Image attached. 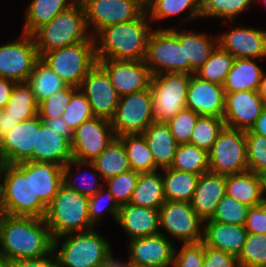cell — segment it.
<instances>
[{"label":"cell","mask_w":266,"mask_h":267,"mask_svg":"<svg viewBox=\"0 0 266 267\" xmlns=\"http://www.w3.org/2000/svg\"><path fill=\"white\" fill-rule=\"evenodd\" d=\"M266 104L257 91L226 92L223 119L225 126L240 131L251 130Z\"/></svg>","instance_id":"cell-19"},{"label":"cell","mask_w":266,"mask_h":267,"mask_svg":"<svg viewBox=\"0 0 266 267\" xmlns=\"http://www.w3.org/2000/svg\"><path fill=\"white\" fill-rule=\"evenodd\" d=\"M89 197L61 185L44 216L53 239L96 228L88 216Z\"/></svg>","instance_id":"cell-6"},{"label":"cell","mask_w":266,"mask_h":267,"mask_svg":"<svg viewBox=\"0 0 266 267\" xmlns=\"http://www.w3.org/2000/svg\"><path fill=\"white\" fill-rule=\"evenodd\" d=\"M237 259L240 267H265L266 234H248Z\"/></svg>","instance_id":"cell-46"},{"label":"cell","mask_w":266,"mask_h":267,"mask_svg":"<svg viewBox=\"0 0 266 267\" xmlns=\"http://www.w3.org/2000/svg\"><path fill=\"white\" fill-rule=\"evenodd\" d=\"M235 57L217 45L205 63L195 71V75L203 80L221 84L225 82Z\"/></svg>","instance_id":"cell-42"},{"label":"cell","mask_w":266,"mask_h":267,"mask_svg":"<svg viewBox=\"0 0 266 267\" xmlns=\"http://www.w3.org/2000/svg\"><path fill=\"white\" fill-rule=\"evenodd\" d=\"M253 3L255 0H201V18H220L229 25L234 24V20Z\"/></svg>","instance_id":"cell-43"},{"label":"cell","mask_w":266,"mask_h":267,"mask_svg":"<svg viewBox=\"0 0 266 267\" xmlns=\"http://www.w3.org/2000/svg\"><path fill=\"white\" fill-rule=\"evenodd\" d=\"M175 244L164 234L130 239L129 257L131 267H173Z\"/></svg>","instance_id":"cell-18"},{"label":"cell","mask_w":266,"mask_h":267,"mask_svg":"<svg viewBox=\"0 0 266 267\" xmlns=\"http://www.w3.org/2000/svg\"><path fill=\"white\" fill-rule=\"evenodd\" d=\"M261 179V192L263 196V200L266 203V170L259 174Z\"/></svg>","instance_id":"cell-63"},{"label":"cell","mask_w":266,"mask_h":267,"mask_svg":"<svg viewBox=\"0 0 266 267\" xmlns=\"http://www.w3.org/2000/svg\"><path fill=\"white\" fill-rule=\"evenodd\" d=\"M53 237L44 218L0 213V256L8 260L38 259L53 252Z\"/></svg>","instance_id":"cell-1"},{"label":"cell","mask_w":266,"mask_h":267,"mask_svg":"<svg viewBox=\"0 0 266 267\" xmlns=\"http://www.w3.org/2000/svg\"><path fill=\"white\" fill-rule=\"evenodd\" d=\"M50 129H53L58 135L68 139L70 142L73 139V131L64 121L63 117L55 118H40Z\"/></svg>","instance_id":"cell-57"},{"label":"cell","mask_w":266,"mask_h":267,"mask_svg":"<svg viewBox=\"0 0 266 267\" xmlns=\"http://www.w3.org/2000/svg\"><path fill=\"white\" fill-rule=\"evenodd\" d=\"M159 223L160 233L170 240L173 238L181 243H199L203 240L201 227H204V221L190 202L166 200L159 209Z\"/></svg>","instance_id":"cell-9"},{"label":"cell","mask_w":266,"mask_h":267,"mask_svg":"<svg viewBox=\"0 0 266 267\" xmlns=\"http://www.w3.org/2000/svg\"><path fill=\"white\" fill-rule=\"evenodd\" d=\"M184 45L185 53V73L194 74L218 45V35L209 38L206 33H197L196 31L169 28Z\"/></svg>","instance_id":"cell-27"},{"label":"cell","mask_w":266,"mask_h":267,"mask_svg":"<svg viewBox=\"0 0 266 267\" xmlns=\"http://www.w3.org/2000/svg\"><path fill=\"white\" fill-rule=\"evenodd\" d=\"M78 0H32L25 13L23 33L32 35L42 25L69 9Z\"/></svg>","instance_id":"cell-33"},{"label":"cell","mask_w":266,"mask_h":267,"mask_svg":"<svg viewBox=\"0 0 266 267\" xmlns=\"http://www.w3.org/2000/svg\"><path fill=\"white\" fill-rule=\"evenodd\" d=\"M224 127L225 122L221 117L200 116L192 130L189 143L209 152Z\"/></svg>","instance_id":"cell-44"},{"label":"cell","mask_w":266,"mask_h":267,"mask_svg":"<svg viewBox=\"0 0 266 267\" xmlns=\"http://www.w3.org/2000/svg\"><path fill=\"white\" fill-rule=\"evenodd\" d=\"M111 247L108 239L95 228L53 240L58 267H103L114 255Z\"/></svg>","instance_id":"cell-4"},{"label":"cell","mask_w":266,"mask_h":267,"mask_svg":"<svg viewBox=\"0 0 266 267\" xmlns=\"http://www.w3.org/2000/svg\"><path fill=\"white\" fill-rule=\"evenodd\" d=\"M74 86L67 85L60 91L53 93L38 104V116L40 118H55L62 116L69 105L71 96L78 90Z\"/></svg>","instance_id":"cell-51"},{"label":"cell","mask_w":266,"mask_h":267,"mask_svg":"<svg viewBox=\"0 0 266 267\" xmlns=\"http://www.w3.org/2000/svg\"><path fill=\"white\" fill-rule=\"evenodd\" d=\"M139 172L130 170L110 177L104 181V186L108 188L119 206L130 202L131 195L136 187Z\"/></svg>","instance_id":"cell-48"},{"label":"cell","mask_w":266,"mask_h":267,"mask_svg":"<svg viewBox=\"0 0 266 267\" xmlns=\"http://www.w3.org/2000/svg\"><path fill=\"white\" fill-rule=\"evenodd\" d=\"M85 10L92 37L101 29L137 19L146 10V0H79Z\"/></svg>","instance_id":"cell-13"},{"label":"cell","mask_w":266,"mask_h":267,"mask_svg":"<svg viewBox=\"0 0 266 267\" xmlns=\"http://www.w3.org/2000/svg\"><path fill=\"white\" fill-rule=\"evenodd\" d=\"M72 159L71 142L50 129L39 117V130H36L33 161L51 162L63 167Z\"/></svg>","instance_id":"cell-25"},{"label":"cell","mask_w":266,"mask_h":267,"mask_svg":"<svg viewBox=\"0 0 266 267\" xmlns=\"http://www.w3.org/2000/svg\"><path fill=\"white\" fill-rule=\"evenodd\" d=\"M225 195L226 175L207 172L199 176L190 204L205 221L212 218L216 206Z\"/></svg>","instance_id":"cell-24"},{"label":"cell","mask_w":266,"mask_h":267,"mask_svg":"<svg viewBox=\"0 0 266 267\" xmlns=\"http://www.w3.org/2000/svg\"><path fill=\"white\" fill-rule=\"evenodd\" d=\"M161 171L165 199L190 202L200 175L172 168Z\"/></svg>","instance_id":"cell-37"},{"label":"cell","mask_w":266,"mask_h":267,"mask_svg":"<svg viewBox=\"0 0 266 267\" xmlns=\"http://www.w3.org/2000/svg\"><path fill=\"white\" fill-rule=\"evenodd\" d=\"M247 236L244 226L224 224L211 219L204 221L203 244L235 257L239 256Z\"/></svg>","instance_id":"cell-26"},{"label":"cell","mask_w":266,"mask_h":267,"mask_svg":"<svg viewBox=\"0 0 266 267\" xmlns=\"http://www.w3.org/2000/svg\"><path fill=\"white\" fill-rule=\"evenodd\" d=\"M40 59L67 85L79 88L89 71L97 64L95 39L45 52Z\"/></svg>","instance_id":"cell-7"},{"label":"cell","mask_w":266,"mask_h":267,"mask_svg":"<svg viewBox=\"0 0 266 267\" xmlns=\"http://www.w3.org/2000/svg\"><path fill=\"white\" fill-rule=\"evenodd\" d=\"M249 208V206L240 203L226 194L216 206L211 220L224 224L244 226Z\"/></svg>","instance_id":"cell-47"},{"label":"cell","mask_w":266,"mask_h":267,"mask_svg":"<svg viewBox=\"0 0 266 267\" xmlns=\"http://www.w3.org/2000/svg\"><path fill=\"white\" fill-rule=\"evenodd\" d=\"M209 172L232 175L248 170L245 132L224 127L208 152Z\"/></svg>","instance_id":"cell-10"},{"label":"cell","mask_w":266,"mask_h":267,"mask_svg":"<svg viewBox=\"0 0 266 267\" xmlns=\"http://www.w3.org/2000/svg\"><path fill=\"white\" fill-rule=\"evenodd\" d=\"M47 207L34 199L33 161L4 164L0 176V213L44 218Z\"/></svg>","instance_id":"cell-3"},{"label":"cell","mask_w":266,"mask_h":267,"mask_svg":"<svg viewBox=\"0 0 266 267\" xmlns=\"http://www.w3.org/2000/svg\"><path fill=\"white\" fill-rule=\"evenodd\" d=\"M11 267H58L55 254H51L38 259H20L11 261Z\"/></svg>","instance_id":"cell-56"},{"label":"cell","mask_w":266,"mask_h":267,"mask_svg":"<svg viewBox=\"0 0 266 267\" xmlns=\"http://www.w3.org/2000/svg\"><path fill=\"white\" fill-rule=\"evenodd\" d=\"M115 255H113L103 267H131L126 261L124 262L122 259L118 260L117 258H114Z\"/></svg>","instance_id":"cell-61"},{"label":"cell","mask_w":266,"mask_h":267,"mask_svg":"<svg viewBox=\"0 0 266 267\" xmlns=\"http://www.w3.org/2000/svg\"><path fill=\"white\" fill-rule=\"evenodd\" d=\"M107 72L120 97L146 90L151 86L152 73L144 60H97Z\"/></svg>","instance_id":"cell-16"},{"label":"cell","mask_w":266,"mask_h":267,"mask_svg":"<svg viewBox=\"0 0 266 267\" xmlns=\"http://www.w3.org/2000/svg\"><path fill=\"white\" fill-rule=\"evenodd\" d=\"M63 167L51 162L33 161L34 199L47 207L63 184Z\"/></svg>","instance_id":"cell-31"},{"label":"cell","mask_w":266,"mask_h":267,"mask_svg":"<svg viewBox=\"0 0 266 267\" xmlns=\"http://www.w3.org/2000/svg\"><path fill=\"white\" fill-rule=\"evenodd\" d=\"M19 122L9 115L4 109L0 110V139L15 127Z\"/></svg>","instance_id":"cell-58"},{"label":"cell","mask_w":266,"mask_h":267,"mask_svg":"<svg viewBox=\"0 0 266 267\" xmlns=\"http://www.w3.org/2000/svg\"><path fill=\"white\" fill-rule=\"evenodd\" d=\"M248 234H266V203L250 207L245 222Z\"/></svg>","instance_id":"cell-55"},{"label":"cell","mask_w":266,"mask_h":267,"mask_svg":"<svg viewBox=\"0 0 266 267\" xmlns=\"http://www.w3.org/2000/svg\"><path fill=\"white\" fill-rule=\"evenodd\" d=\"M165 201L163 174L158 170L140 173L129 203L146 208L160 209Z\"/></svg>","instance_id":"cell-34"},{"label":"cell","mask_w":266,"mask_h":267,"mask_svg":"<svg viewBox=\"0 0 266 267\" xmlns=\"http://www.w3.org/2000/svg\"><path fill=\"white\" fill-rule=\"evenodd\" d=\"M27 83L30 85L38 103L67 86L40 58L34 64Z\"/></svg>","instance_id":"cell-39"},{"label":"cell","mask_w":266,"mask_h":267,"mask_svg":"<svg viewBox=\"0 0 266 267\" xmlns=\"http://www.w3.org/2000/svg\"><path fill=\"white\" fill-rule=\"evenodd\" d=\"M151 89L120 97L111 126L115 137L142 134L154 121Z\"/></svg>","instance_id":"cell-12"},{"label":"cell","mask_w":266,"mask_h":267,"mask_svg":"<svg viewBox=\"0 0 266 267\" xmlns=\"http://www.w3.org/2000/svg\"><path fill=\"white\" fill-rule=\"evenodd\" d=\"M257 59L237 58L223 83L225 92L257 91L263 69Z\"/></svg>","instance_id":"cell-30"},{"label":"cell","mask_w":266,"mask_h":267,"mask_svg":"<svg viewBox=\"0 0 266 267\" xmlns=\"http://www.w3.org/2000/svg\"><path fill=\"white\" fill-rule=\"evenodd\" d=\"M0 267H11V260L0 256Z\"/></svg>","instance_id":"cell-64"},{"label":"cell","mask_w":266,"mask_h":267,"mask_svg":"<svg viewBox=\"0 0 266 267\" xmlns=\"http://www.w3.org/2000/svg\"><path fill=\"white\" fill-rule=\"evenodd\" d=\"M20 36L0 45V78L15 83L27 82L40 58L33 35L22 32Z\"/></svg>","instance_id":"cell-14"},{"label":"cell","mask_w":266,"mask_h":267,"mask_svg":"<svg viewBox=\"0 0 266 267\" xmlns=\"http://www.w3.org/2000/svg\"><path fill=\"white\" fill-rule=\"evenodd\" d=\"M226 92L223 85L203 80L192 74L187 90L186 109L199 116L223 118Z\"/></svg>","instance_id":"cell-21"},{"label":"cell","mask_w":266,"mask_h":267,"mask_svg":"<svg viewBox=\"0 0 266 267\" xmlns=\"http://www.w3.org/2000/svg\"><path fill=\"white\" fill-rule=\"evenodd\" d=\"M38 102L27 82L15 83L4 110L18 122L38 115Z\"/></svg>","instance_id":"cell-38"},{"label":"cell","mask_w":266,"mask_h":267,"mask_svg":"<svg viewBox=\"0 0 266 267\" xmlns=\"http://www.w3.org/2000/svg\"><path fill=\"white\" fill-rule=\"evenodd\" d=\"M62 117L72 131L78 128L83 122L94 117L89 101L80 89L71 96L69 105L65 108Z\"/></svg>","instance_id":"cell-49"},{"label":"cell","mask_w":266,"mask_h":267,"mask_svg":"<svg viewBox=\"0 0 266 267\" xmlns=\"http://www.w3.org/2000/svg\"><path fill=\"white\" fill-rule=\"evenodd\" d=\"M92 163L102 181L131 170L125 146L118 137H115Z\"/></svg>","instance_id":"cell-36"},{"label":"cell","mask_w":266,"mask_h":267,"mask_svg":"<svg viewBox=\"0 0 266 267\" xmlns=\"http://www.w3.org/2000/svg\"><path fill=\"white\" fill-rule=\"evenodd\" d=\"M251 131L255 134L266 137V107L263 109L261 115L257 118L256 123Z\"/></svg>","instance_id":"cell-60"},{"label":"cell","mask_w":266,"mask_h":267,"mask_svg":"<svg viewBox=\"0 0 266 267\" xmlns=\"http://www.w3.org/2000/svg\"><path fill=\"white\" fill-rule=\"evenodd\" d=\"M117 223L129 235L128 240L160 234L159 209L127 203L120 206Z\"/></svg>","instance_id":"cell-23"},{"label":"cell","mask_w":266,"mask_h":267,"mask_svg":"<svg viewBox=\"0 0 266 267\" xmlns=\"http://www.w3.org/2000/svg\"><path fill=\"white\" fill-rule=\"evenodd\" d=\"M125 146L131 170L139 173L156 171V164L142 134H125L118 137Z\"/></svg>","instance_id":"cell-40"},{"label":"cell","mask_w":266,"mask_h":267,"mask_svg":"<svg viewBox=\"0 0 266 267\" xmlns=\"http://www.w3.org/2000/svg\"><path fill=\"white\" fill-rule=\"evenodd\" d=\"M15 82L0 78V110L4 109L8 102Z\"/></svg>","instance_id":"cell-59"},{"label":"cell","mask_w":266,"mask_h":267,"mask_svg":"<svg viewBox=\"0 0 266 267\" xmlns=\"http://www.w3.org/2000/svg\"><path fill=\"white\" fill-rule=\"evenodd\" d=\"M203 267H240L237 257L204 245Z\"/></svg>","instance_id":"cell-54"},{"label":"cell","mask_w":266,"mask_h":267,"mask_svg":"<svg viewBox=\"0 0 266 267\" xmlns=\"http://www.w3.org/2000/svg\"><path fill=\"white\" fill-rule=\"evenodd\" d=\"M226 194L249 207L264 203L261 179L252 171L226 175Z\"/></svg>","instance_id":"cell-29"},{"label":"cell","mask_w":266,"mask_h":267,"mask_svg":"<svg viewBox=\"0 0 266 267\" xmlns=\"http://www.w3.org/2000/svg\"><path fill=\"white\" fill-rule=\"evenodd\" d=\"M153 154L156 170L170 168L178 143L165 122H152L142 133Z\"/></svg>","instance_id":"cell-28"},{"label":"cell","mask_w":266,"mask_h":267,"mask_svg":"<svg viewBox=\"0 0 266 267\" xmlns=\"http://www.w3.org/2000/svg\"><path fill=\"white\" fill-rule=\"evenodd\" d=\"M32 35L39 57L45 52L88 40L91 34L86 24L82 3L78 0L52 21L38 28Z\"/></svg>","instance_id":"cell-5"},{"label":"cell","mask_w":266,"mask_h":267,"mask_svg":"<svg viewBox=\"0 0 266 267\" xmlns=\"http://www.w3.org/2000/svg\"><path fill=\"white\" fill-rule=\"evenodd\" d=\"M72 166H76L79 172L76 171L75 173H72L73 172ZM84 167H86L87 170H89L90 168L89 171H91L92 174H87L85 172L84 173L82 172L81 174L79 168L84 169ZM75 174L77 176H75ZM100 179H102V177L96 170L92 162H82L72 159L70 162H68L66 165L63 166V178H62L63 185H65L67 188L71 190L77 191L78 193L84 196L91 197L104 186V181L99 182ZM76 180H78L79 182L81 181V184L77 183L78 181L76 182Z\"/></svg>","instance_id":"cell-35"},{"label":"cell","mask_w":266,"mask_h":267,"mask_svg":"<svg viewBox=\"0 0 266 267\" xmlns=\"http://www.w3.org/2000/svg\"><path fill=\"white\" fill-rule=\"evenodd\" d=\"M120 206L115 201L114 197L103 186L96 194L89 197L88 200V216L91 223L96 227L98 223L104 219L108 213L112 215L113 219L117 222Z\"/></svg>","instance_id":"cell-45"},{"label":"cell","mask_w":266,"mask_h":267,"mask_svg":"<svg viewBox=\"0 0 266 267\" xmlns=\"http://www.w3.org/2000/svg\"><path fill=\"white\" fill-rule=\"evenodd\" d=\"M170 168L198 175L209 172L208 152L190 143L179 144Z\"/></svg>","instance_id":"cell-41"},{"label":"cell","mask_w":266,"mask_h":267,"mask_svg":"<svg viewBox=\"0 0 266 267\" xmlns=\"http://www.w3.org/2000/svg\"><path fill=\"white\" fill-rule=\"evenodd\" d=\"M191 74L161 73L152 75L151 94L154 122L167 123L186 108Z\"/></svg>","instance_id":"cell-8"},{"label":"cell","mask_w":266,"mask_h":267,"mask_svg":"<svg viewBox=\"0 0 266 267\" xmlns=\"http://www.w3.org/2000/svg\"><path fill=\"white\" fill-rule=\"evenodd\" d=\"M199 117L200 116L192 110L185 108L167 122L171 134L178 144L190 142L192 130Z\"/></svg>","instance_id":"cell-52"},{"label":"cell","mask_w":266,"mask_h":267,"mask_svg":"<svg viewBox=\"0 0 266 267\" xmlns=\"http://www.w3.org/2000/svg\"><path fill=\"white\" fill-rule=\"evenodd\" d=\"M245 137L248 170L259 175L266 170V137L251 130L245 132Z\"/></svg>","instance_id":"cell-50"},{"label":"cell","mask_w":266,"mask_h":267,"mask_svg":"<svg viewBox=\"0 0 266 267\" xmlns=\"http://www.w3.org/2000/svg\"><path fill=\"white\" fill-rule=\"evenodd\" d=\"M218 45L235 59L266 58V30L253 27H237L218 34Z\"/></svg>","instance_id":"cell-22"},{"label":"cell","mask_w":266,"mask_h":267,"mask_svg":"<svg viewBox=\"0 0 266 267\" xmlns=\"http://www.w3.org/2000/svg\"><path fill=\"white\" fill-rule=\"evenodd\" d=\"M3 165H4V162H3L1 154H0V176H1Z\"/></svg>","instance_id":"cell-65"},{"label":"cell","mask_w":266,"mask_h":267,"mask_svg":"<svg viewBox=\"0 0 266 267\" xmlns=\"http://www.w3.org/2000/svg\"><path fill=\"white\" fill-rule=\"evenodd\" d=\"M204 244L182 243L181 249L175 247L173 267H203Z\"/></svg>","instance_id":"cell-53"},{"label":"cell","mask_w":266,"mask_h":267,"mask_svg":"<svg viewBox=\"0 0 266 267\" xmlns=\"http://www.w3.org/2000/svg\"><path fill=\"white\" fill-rule=\"evenodd\" d=\"M36 130H39L38 115L19 122L0 139V154L4 164L33 161Z\"/></svg>","instance_id":"cell-20"},{"label":"cell","mask_w":266,"mask_h":267,"mask_svg":"<svg viewBox=\"0 0 266 267\" xmlns=\"http://www.w3.org/2000/svg\"><path fill=\"white\" fill-rule=\"evenodd\" d=\"M115 138L111 121L93 117L73 131L71 149L73 159L92 162Z\"/></svg>","instance_id":"cell-15"},{"label":"cell","mask_w":266,"mask_h":267,"mask_svg":"<svg viewBox=\"0 0 266 267\" xmlns=\"http://www.w3.org/2000/svg\"><path fill=\"white\" fill-rule=\"evenodd\" d=\"M257 92H258V95L263 100V102L266 104V74L265 72L262 75Z\"/></svg>","instance_id":"cell-62"},{"label":"cell","mask_w":266,"mask_h":267,"mask_svg":"<svg viewBox=\"0 0 266 267\" xmlns=\"http://www.w3.org/2000/svg\"><path fill=\"white\" fill-rule=\"evenodd\" d=\"M79 89L87 97L94 117L113 118L120 96L107 72L98 63L83 79Z\"/></svg>","instance_id":"cell-17"},{"label":"cell","mask_w":266,"mask_h":267,"mask_svg":"<svg viewBox=\"0 0 266 267\" xmlns=\"http://www.w3.org/2000/svg\"><path fill=\"white\" fill-rule=\"evenodd\" d=\"M144 61L152 75L185 73L184 45L169 28H154L147 41Z\"/></svg>","instance_id":"cell-11"},{"label":"cell","mask_w":266,"mask_h":267,"mask_svg":"<svg viewBox=\"0 0 266 267\" xmlns=\"http://www.w3.org/2000/svg\"><path fill=\"white\" fill-rule=\"evenodd\" d=\"M257 2V0H255ZM260 1V0H259ZM263 2L262 4H265L264 7L266 6V0H261Z\"/></svg>","instance_id":"cell-66"},{"label":"cell","mask_w":266,"mask_h":267,"mask_svg":"<svg viewBox=\"0 0 266 267\" xmlns=\"http://www.w3.org/2000/svg\"><path fill=\"white\" fill-rule=\"evenodd\" d=\"M145 10L133 21L112 24L95 36L97 60H145L147 41L152 28Z\"/></svg>","instance_id":"cell-2"},{"label":"cell","mask_w":266,"mask_h":267,"mask_svg":"<svg viewBox=\"0 0 266 267\" xmlns=\"http://www.w3.org/2000/svg\"><path fill=\"white\" fill-rule=\"evenodd\" d=\"M187 12L181 18L182 26L192 19H201V0H146V11L151 22H157L166 18H174L182 12Z\"/></svg>","instance_id":"cell-32"}]
</instances>
